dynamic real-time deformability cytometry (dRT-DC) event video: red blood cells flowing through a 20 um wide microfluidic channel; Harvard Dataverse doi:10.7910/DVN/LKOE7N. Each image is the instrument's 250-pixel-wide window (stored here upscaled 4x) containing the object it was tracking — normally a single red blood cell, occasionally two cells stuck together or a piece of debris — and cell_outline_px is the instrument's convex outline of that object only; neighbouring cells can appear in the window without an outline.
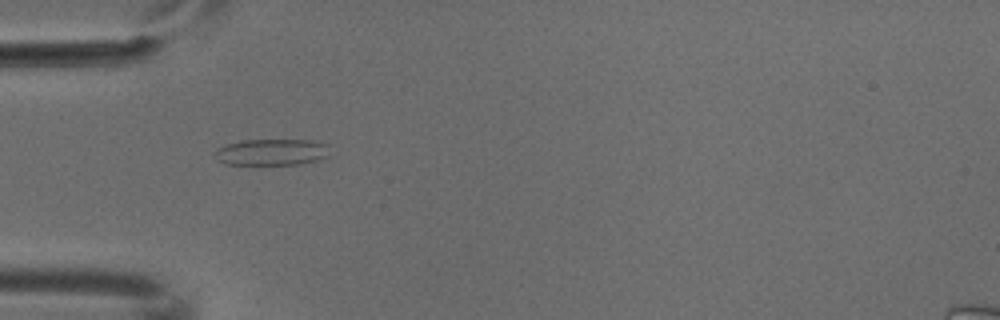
{"species": "common noctule bat (a hibernating species)", "species_latin": "Nyctalus noctula", "temperature_condition": "cold", "stored_images_in_passage": 7, "camera_frame_rate_fps": 3000, "um_per_image_px": 0.085, "animal": {"sex": "male", "body_mass_g": 18.8}, "frame": {"image": 1, "passage_image": 5, "time_ms": 1.333, "image_size_px": [1000, 320], "cell_outline_px": [[328, 156], [316, 160], [300, 164], [224, 164], [216, 160], [212, 156], [212, 152], [216, 148], [224, 144], [244, 140], [312, 140], [328, 144]], "centroid_in_image_um": [23.01, 12.92], "position_along_channel_um": 62.0, "area_um2": 17.92}}
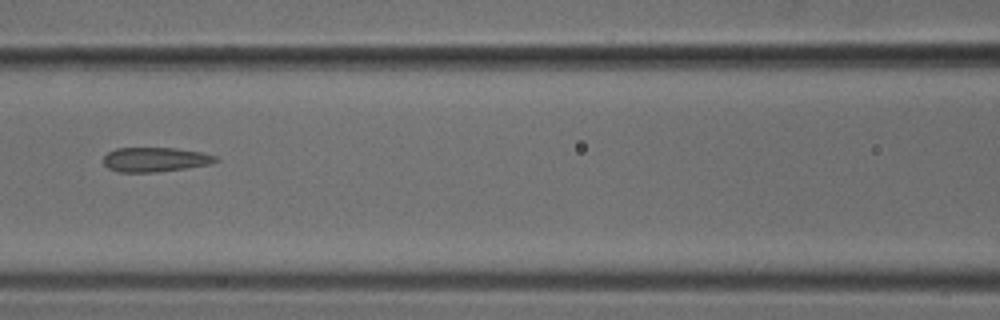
{"frame": {"image": 2, "passage_image": 7, "time_ms": 2.0, "image_size_px": [1000, 320], "cell_outline_px": [[220, 160], [212, 164], [156, 172], [120, 172], [108, 168], [104, 164], [104, 156], [108, 152], [116, 148], [176, 148], [200, 152], [216, 156]], "centroid_in_image_um": [13.2, 13.56], "position_along_channel_um": 153.4, "area_um2": 15.95}}